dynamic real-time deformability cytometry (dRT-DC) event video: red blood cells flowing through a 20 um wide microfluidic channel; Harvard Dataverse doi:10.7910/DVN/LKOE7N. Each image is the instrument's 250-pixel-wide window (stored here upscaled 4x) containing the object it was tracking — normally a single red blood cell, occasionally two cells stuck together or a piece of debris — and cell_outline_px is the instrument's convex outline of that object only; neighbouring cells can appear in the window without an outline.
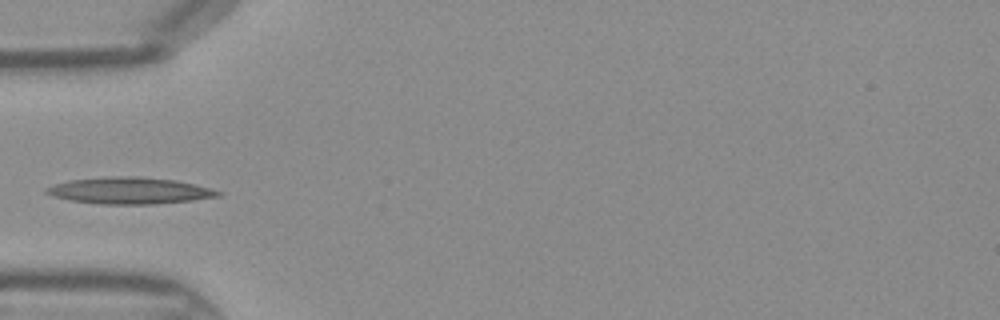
{"species": "Egyptian fruit bat (a non-hibernating species)", "species_latin": "Rousettus aegyptiacus", "temperature_condition": "warm", "stored_images_in_passage": 31, "camera_frame_rate_fps": 3000, "um_per_image_px": 0.085, "frame": {"image": 1, "passage_image": 1, "time_ms": 0.0, "image_size_px": [1000, 320], "cell_outline_px": [[224, 196], [192, 200], [156, 204], [100, 204], [68, 200], [52, 196], [44, 192], [44, 188], [68, 180], [108, 176], [140, 176], [172, 180], [212, 188], [224, 192]], "centroid_in_image_um": [11.02, 16.2], "position_along_channel_um": 74.0, "area_um2": 26.82}}
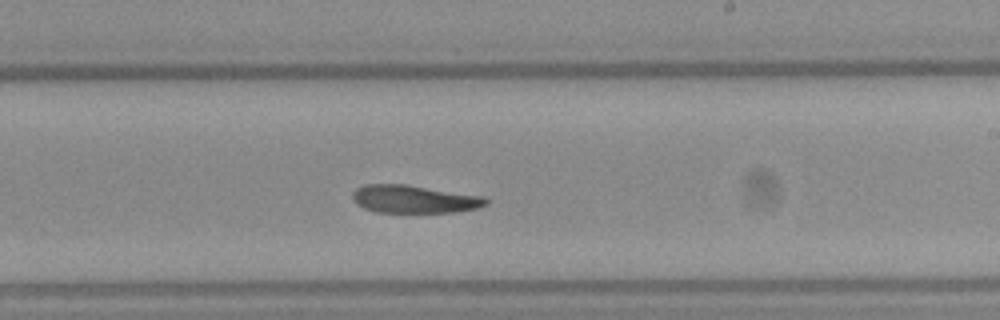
{"frame": {"image": 2, "passage_image": 13, "time_ms": 4.0, "image_size_px": [1000, 320], "cell_outline_px": [[488, 204], [476, 208], [456, 212], [376, 212], [364, 208], [356, 204], [352, 200], [352, 192], [356, 188], [364, 184], [404, 184], [484, 196], [488, 200]], "centroid_in_image_um": [35.17, 16.92], "position_along_channel_um": 253.8, "area_um2": 21.73}}
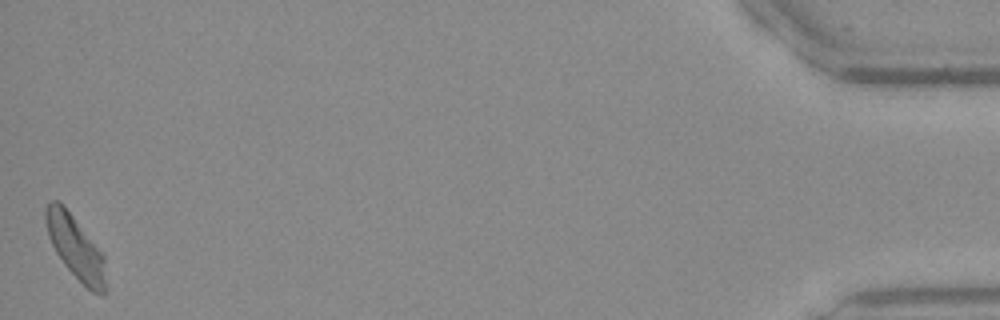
{"frame": {"image": 3, "passage_image": 31, "time_ms": 10.0, "image_size_px": [1000, 320], "cell_outline_px": [[108, 284], [104, 296], [100, 296], [92, 292], [64, 264], [56, 252], [48, 236], [44, 216], [44, 208], [52, 200], [56, 200], [72, 216], [104, 252]], "centroid_in_image_um": [6.49, 21.1], "position_along_channel_um": 428.7, "area_um2": 22.25}}